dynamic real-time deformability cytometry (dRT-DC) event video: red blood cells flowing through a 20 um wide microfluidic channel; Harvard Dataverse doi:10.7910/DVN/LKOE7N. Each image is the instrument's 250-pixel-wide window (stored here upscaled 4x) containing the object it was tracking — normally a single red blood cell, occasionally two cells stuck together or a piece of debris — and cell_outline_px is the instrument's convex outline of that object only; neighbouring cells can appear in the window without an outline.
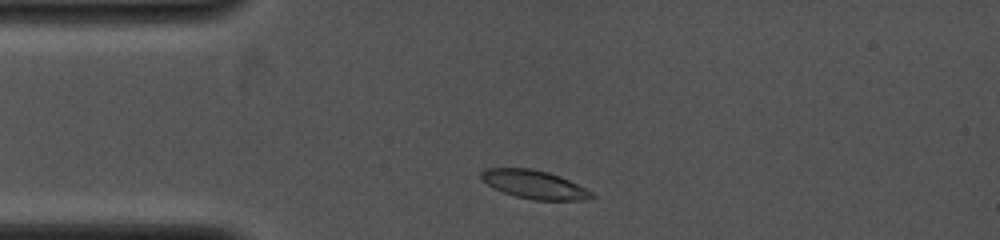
{"species": "common noctule bat (a hibernating species)", "species_latin": "Nyctalus noctula", "temperature_condition": "cold", "stored_images_in_passage": 3, "camera_frame_rate_fps": 4000, "um_per_image_px": 0.085, "animal": {"sex": "female", "body_mass_g": 19.0, "forearm_length_mm": 53.3}, "frame": {"image": 1, "passage_image": 1, "time_ms": 0.0, "image_size_px": [1000, 240], "cell_outline_px": [[596, 196], [588, 200], [532, 200], [516, 196], [504, 192], [488, 184], [480, 176], [480, 172], [484, 168], [532, 168], [548, 172], [560, 176], [592, 192]], "centroid_in_image_um": [45.43, 15.68], "position_along_channel_um": 39.6, "area_um2": 18.15}}
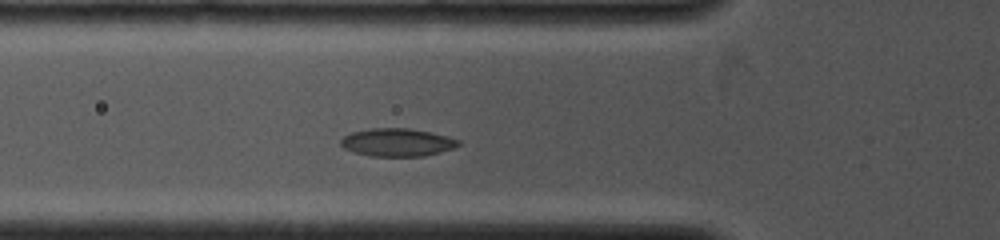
{"frame": {"image": 2, "passage_image": 3, "time_ms": 1.75, "image_size_px": [1000, 240], "cell_outline_px": [[460, 144], [456, 148], [424, 156], [372, 156], [356, 152], [344, 148], [340, 144], [340, 140], [344, 136], [352, 132], [368, 128], [408, 128], [448, 136], [460, 140]], "centroid_in_image_um": [33.78, 12.1], "position_along_channel_um": 92.0, "area_um2": 19.13}}